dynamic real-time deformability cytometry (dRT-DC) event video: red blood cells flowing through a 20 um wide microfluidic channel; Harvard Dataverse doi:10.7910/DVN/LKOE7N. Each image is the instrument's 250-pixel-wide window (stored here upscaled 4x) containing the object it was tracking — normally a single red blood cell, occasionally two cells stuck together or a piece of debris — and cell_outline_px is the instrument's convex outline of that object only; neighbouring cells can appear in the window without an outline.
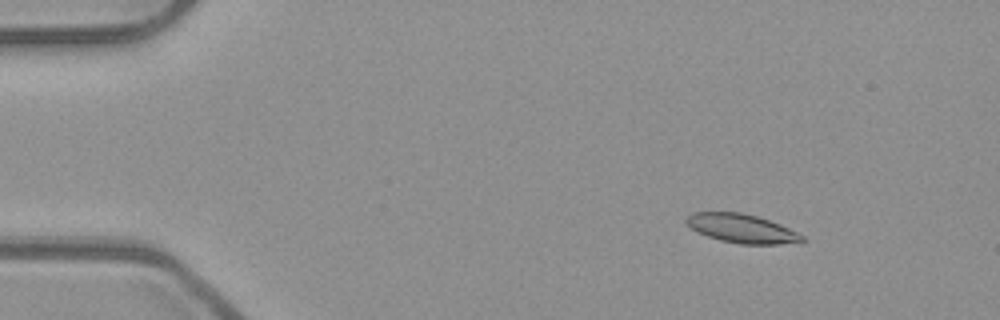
{"species": "common noctule bat (a hibernating species)", "species_latin": "Nyctalus noctula", "temperature_condition": "room temperature", "stored_images_in_passage": 54, "camera_frame_rate_fps": 3000, "um_per_image_px": 0.085, "animal": {"sex": "male", "body_mass_g": 23.1, "forearm_length_mm": 52.7}, "frame": {"image": 1, "passage_image": 8, "time_ms": 2.333, "image_size_px": [1000, 320], "cell_outline_px": [[808, 240], [780, 244], [740, 244], [720, 240], [696, 232], [684, 220], [692, 212], [740, 212], [756, 216], [780, 224], [804, 236]], "centroid_in_image_um": [63.03, 19.42], "position_along_channel_um": 22.0, "area_um2": 19.31}}
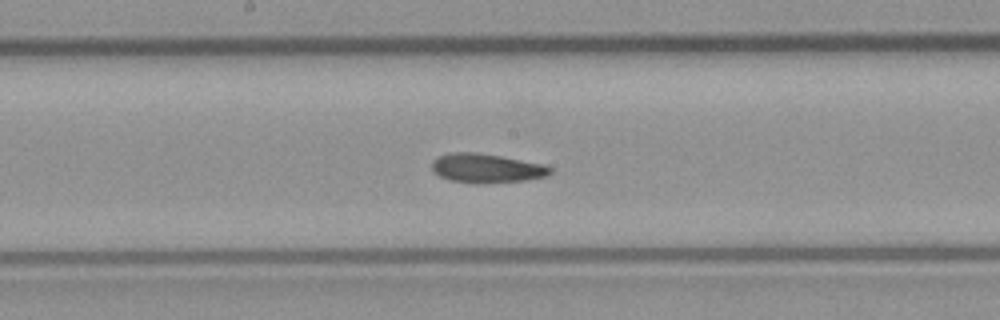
{"frame": {"image": 2, "passage_image": 29, "time_ms": 9.333, "image_size_px": [1000, 320], "cell_outline_px": [[552, 172], [544, 176], [528, 180], [480, 184], [472, 184], [448, 180], [440, 176], [432, 168], [432, 160], [440, 156], [452, 152], [476, 152], [500, 156], [544, 164], [552, 168]], "centroid_in_image_um": [41.35, 14.31], "position_along_channel_um": 206.9, "area_um2": 20.17}}
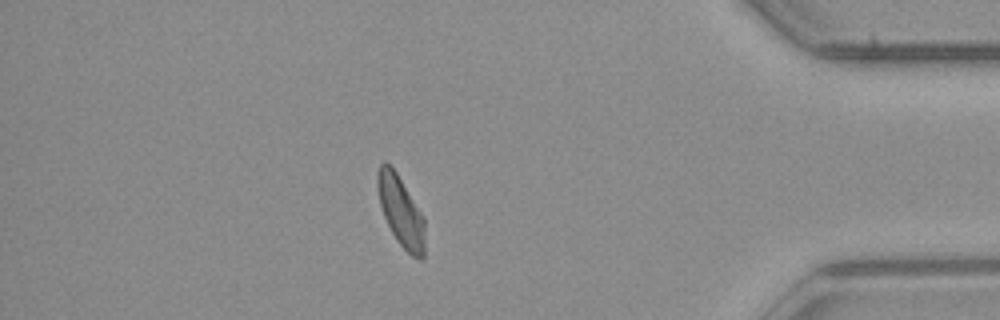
{"frame": {"image": 3, "passage_image": 47, "time_ms": 15.333, "image_size_px": [1000, 320], "cell_outline_px": [[424, 256], [420, 260], [412, 256], [396, 240], [384, 216], [380, 204], [376, 184], [376, 176], [380, 164], [384, 160], [396, 172], [424, 216]], "centroid_in_image_um": [34.06, 17.95], "position_along_channel_um": 401.1, "area_um2": 19.25}, "authors_computed_cell_mechanics": {"area_um2": 19.7387, "velocity_mm_per_s": 3.9089, "shape_relaxation_time_tau1_ms": null, "shape_relaxation_time_tau2_ms": 5.583, "deformation_change_tau1": null, "deformation_change_tau2": 0.1379}}